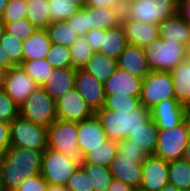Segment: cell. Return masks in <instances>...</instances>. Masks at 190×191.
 <instances>
[{
	"label": "cell",
	"mask_w": 190,
	"mask_h": 191,
	"mask_svg": "<svg viewBox=\"0 0 190 191\" xmlns=\"http://www.w3.org/2000/svg\"><path fill=\"white\" fill-rule=\"evenodd\" d=\"M43 152L10 146L0 157L3 191H15L25 180L40 174Z\"/></svg>",
	"instance_id": "6da1fadb"
},
{
	"label": "cell",
	"mask_w": 190,
	"mask_h": 191,
	"mask_svg": "<svg viewBox=\"0 0 190 191\" xmlns=\"http://www.w3.org/2000/svg\"><path fill=\"white\" fill-rule=\"evenodd\" d=\"M95 115L99 118L108 139L117 142L126 139L131 131L142 127L151 119L150 110L141 104L129 113L112 111L103 106Z\"/></svg>",
	"instance_id": "7a4b0ae2"
},
{
	"label": "cell",
	"mask_w": 190,
	"mask_h": 191,
	"mask_svg": "<svg viewBox=\"0 0 190 191\" xmlns=\"http://www.w3.org/2000/svg\"><path fill=\"white\" fill-rule=\"evenodd\" d=\"M178 13V0H125L123 18L158 25Z\"/></svg>",
	"instance_id": "3957f363"
},
{
	"label": "cell",
	"mask_w": 190,
	"mask_h": 191,
	"mask_svg": "<svg viewBox=\"0 0 190 191\" xmlns=\"http://www.w3.org/2000/svg\"><path fill=\"white\" fill-rule=\"evenodd\" d=\"M150 71L171 72L185 59V46L160 37L143 48Z\"/></svg>",
	"instance_id": "277c9868"
},
{
	"label": "cell",
	"mask_w": 190,
	"mask_h": 191,
	"mask_svg": "<svg viewBox=\"0 0 190 191\" xmlns=\"http://www.w3.org/2000/svg\"><path fill=\"white\" fill-rule=\"evenodd\" d=\"M82 159H70L59 151L47 148L42 154L40 175L48 185L65 186Z\"/></svg>",
	"instance_id": "5b68a950"
},
{
	"label": "cell",
	"mask_w": 190,
	"mask_h": 191,
	"mask_svg": "<svg viewBox=\"0 0 190 191\" xmlns=\"http://www.w3.org/2000/svg\"><path fill=\"white\" fill-rule=\"evenodd\" d=\"M19 112L21 117L46 128L57 119L56 101L41 86L19 106Z\"/></svg>",
	"instance_id": "8992f818"
},
{
	"label": "cell",
	"mask_w": 190,
	"mask_h": 191,
	"mask_svg": "<svg viewBox=\"0 0 190 191\" xmlns=\"http://www.w3.org/2000/svg\"><path fill=\"white\" fill-rule=\"evenodd\" d=\"M77 132L78 122L56 119L47 127V148L59 151L70 159H82Z\"/></svg>",
	"instance_id": "52a82bcc"
},
{
	"label": "cell",
	"mask_w": 190,
	"mask_h": 191,
	"mask_svg": "<svg viewBox=\"0 0 190 191\" xmlns=\"http://www.w3.org/2000/svg\"><path fill=\"white\" fill-rule=\"evenodd\" d=\"M11 147L44 151L47 149V128L20 115L9 124Z\"/></svg>",
	"instance_id": "ba28073f"
},
{
	"label": "cell",
	"mask_w": 190,
	"mask_h": 191,
	"mask_svg": "<svg viewBox=\"0 0 190 191\" xmlns=\"http://www.w3.org/2000/svg\"><path fill=\"white\" fill-rule=\"evenodd\" d=\"M169 99H175L171 72L150 71L142 79L140 104L151 110L160 102Z\"/></svg>",
	"instance_id": "9c48e42d"
},
{
	"label": "cell",
	"mask_w": 190,
	"mask_h": 191,
	"mask_svg": "<svg viewBox=\"0 0 190 191\" xmlns=\"http://www.w3.org/2000/svg\"><path fill=\"white\" fill-rule=\"evenodd\" d=\"M190 131L183 122L169 129H159L154 156L165 161L182 159L189 139Z\"/></svg>",
	"instance_id": "30bf717a"
},
{
	"label": "cell",
	"mask_w": 190,
	"mask_h": 191,
	"mask_svg": "<svg viewBox=\"0 0 190 191\" xmlns=\"http://www.w3.org/2000/svg\"><path fill=\"white\" fill-rule=\"evenodd\" d=\"M57 119L80 122L92 117L95 112L74 87L56 100Z\"/></svg>",
	"instance_id": "8fae6325"
},
{
	"label": "cell",
	"mask_w": 190,
	"mask_h": 191,
	"mask_svg": "<svg viewBox=\"0 0 190 191\" xmlns=\"http://www.w3.org/2000/svg\"><path fill=\"white\" fill-rule=\"evenodd\" d=\"M37 87L38 85L24 69L16 66L7 70L2 89L20 106Z\"/></svg>",
	"instance_id": "7c38bea8"
},
{
	"label": "cell",
	"mask_w": 190,
	"mask_h": 191,
	"mask_svg": "<svg viewBox=\"0 0 190 191\" xmlns=\"http://www.w3.org/2000/svg\"><path fill=\"white\" fill-rule=\"evenodd\" d=\"M142 163L138 157L123 156L117 151L108 168L112 178L121 180L134 189H139L143 176Z\"/></svg>",
	"instance_id": "4fadbf2b"
},
{
	"label": "cell",
	"mask_w": 190,
	"mask_h": 191,
	"mask_svg": "<svg viewBox=\"0 0 190 191\" xmlns=\"http://www.w3.org/2000/svg\"><path fill=\"white\" fill-rule=\"evenodd\" d=\"M142 191H160L169 183L168 161L149 155L142 163Z\"/></svg>",
	"instance_id": "5bb4252c"
},
{
	"label": "cell",
	"mask_w": 190,
	"mask_h": 191,
	"mask_svg": "<svg viewBox=\"0 0 190 191\" xmlns=\"http://www.w3.org/2000/svg\"><path fill=\"white\" fill-rule=\"evenodd\" d=\"M75 88L94 112L104 106V85L84 69H76Z\"/></svg>",
	"instance_id": "9a60e30c"
},
{
	"label": "cell",
	"mask_w": 190,
	"mask_h": 191,
	"mask_svg": "<svg viewBox=\"0 0 190 191\" xmlns=\"http://www.w3.org/2000/svg\"><path fill=\"white\" fill-rule=\"evenodd\" d=\"M108 140L99 118L92 117L78 122L77 144L82 157Z\"/></svg>",
	"instance_id": "2e32d148"
},
{
	"label": "cell",
	"mask_w": 190,
	"mask_h": 191,
	"mask_svg": "<svg viewBox=\"0 0 190 191\" xmlns=\"http://www.w3.org/2000/svg\"><path fill=\"white\" fill-rule=\"evenodd\" d=\"M142 78L117 67L103 83L105 95L140 97Z\"/></svg>",
	"instance_id": "e0dca14e"
},
{
	"label": "cell",
	"mask_w": 190,
	"mask_h": 191,
	"mask_svg": "<svg viewBox=\"0 0 190 191\" xmlns=\"http://www.w3.org/2000/svg\"><path fill=\"white\" fill-rule=\"evenodd\" d=\"M184 105L176 99L160 102L150 110L151 119L159 129H169L183 123Z\"/></svg>",
	"instance_id": "ac0fdd59"
},
{
	"label": "cell",
	"mask_w": 190,
	"mask_h": 191,
	"mask_svg": "<svg viewBox=\"0 0 190 191\" xmlns=\"http://www.w3.org/2000/svg\"><path fill=\"white\" fill-rule=\"evenodd\" d=\"M121 25L125 31L128 44L144 48L159 38L158 25L142 23L130 18H122Z\"/></svg>",
	"instance_id": "d6986e66"
},
{
	"label": "cell",
	"mask_w": 190,
	"mask_h": 191,
	"mask_svg": "<svg viewBox=\"0 0 190 191\" xmlns=\"http://www.w3.org/2000/svg\"><path fill=\"white\" fill-rule=\"evenodd\" d=\"M117 65L129 74L144 79L149 73L143 48L128 44L117 59Z\"/></svg>",
	"instance_id": "ffe728a7"
},
{
	"label": "cell",
	"mask_w": 190,
	"mask_h": 191,
	"mask_svg": "<svg viewBox=\"0 0 190 191\" xmlns=\"http://www.w3.org/2000/svg\"><path fill=\"white\" fill-rule=\"evenodd\" d=\"M76 69L54 68L46 82L41 86L55 101L75 87Z\"/></svg>",
	"instance_id": "44dd1931"
},
{
	"label": "cell",
	"mask_w": 190,
	"mask_h": 191,
	"mask_svg": "<svg viewBox=\"0 0 190 191\" xmlns=\"http://www.w3.org/2000/svg\"><path fill=\"white\" fill-rule=\"evenodd\" d=\"M159 37L163 40L179 42L183 46L190 43V24L177 13L158 24Z\"/></svg>",
	"instance_id": "7402d4cb"
},
{
	"label": "cell",
	"mask_w": 190,
	"mask_h": 191,
	"mask_svg": "<svg viewBox=\"0 0 190 191\" xmlns=\"http://www.w3.org/2000/svg\"><path fill=\"white\" fill-rule=\"evenodd\" d=\"M51 45L46 29H37L23 41V61L45 59Z\"/></svg>",
	"instance_id": "603a6c76"
},
{
	"label": "cell",
	"mask_w": 190,
	"mask_h": 191,
	"mask_svg": "<svg viewBox=\"0 0 190 191\" xmlns=\"http://www.w3.org/2000/svg\"><path fill=\"white\" fill-rule=\"evenodd\" d=\"M159 135V128L155 122L150 119L142 127L137 128L128 134L127 140H130L134 144L139 145V147L147 152L148 155H154L157 140Z\"/></svg>",
	"instance_id": "cb8c5ba5"
},
{
	"label": "cell",
	"mask_w": 190,
	"mask_h": 191,
	"mask_svg": "<svg viewBox=\"0 0 190 191\" xmlns=\"http://www.w3.org/2000/svg\"><path fill=\"white\" fill-rule=\"evenodd\" d=\"M127 45L128 41L125 31L123 26L119 25L105 31V35H102L101 47L98 52L117 60Z\"/></svg>",
	"instance_id": "d4e9b609"
},
{
	"label": "cell",
	"mask_w": 190,
	"mask_h": 191,
	"mask_svg": "<svg viewBox=\"0 0 190 191\" xmlns=\"http://www.w3.org/2000/svg\"><path fill=\"white\" fill-rule=\"evenodd\" d=\"M90 30L102 28L105 30L115 28L122 23L123 8H89Z\"/></svg>",
	"instance_id": "484cf974"
},
{
	"label": "cell",
	"mask_w": 190,
	"mask_h": 191,
	"mask_svg": "<svg viewBox=\"0 0 190 191\" xmlns=\"http://www.w3.org/2000/svg\"><path fill=\"white\" fill-rule=\"evenodd\" d=\"M174 96L184 106H190V65L183 61L172 71Z\"/></svg>",
	"instance_id": "4316f807"
},
{
	"label": "cell",
	"mask_w": 190,
	"mask_h": 191,
	"mask_svg": "<svg viewBox=\"0 0 190 191\" xmlns=\"http://www.w3.org/2000/svg\"><path fill=\"white\" fill-rule=\"evenodd\" d=\"M118 67L117 60L100 52H94L83 69L104 83Z\"/></svg>",
	"instance_id": "83f0119b"
},
{
	"label": "cell",
	"mask_w": 190,
	"mask_h": 191,
	"mask_svg": "<svg viewBox=\"0 0 190 191\" xmlns=\"http://www.w3.org/2000/svg\"><path fill=\"white\" fill-rule=\"evenodd\" d=\"M117 153V141L106 140L101 146L86 153L80 164H98L99 166L109 167Z\"/></svg>",
	"instance_id": "f1b7e54d"
},
{
	"label": "cell",
	"mask_w": 190,
	"mask_h": 191,
	"mask_svg": "<svg viewBox=\"0 0 190 191\" xmlns=\"http://www.w3.org/2000/svg\"><path fill=\"white\" fill-rule=\"evenodd\" d=\"M168 180L170 184L182 191L190 190V163L177 159L168 161Z\"/></svg>",
	"instance_id": "f546056e"
},
{
	"label": "cell",
	"mask_w": 190,
	"mask_h": 191,
	"mask_svg": "<svg viewBox=\"0 0 190 191\" xmlns=\"http://www.w3.org/2000/svg\"><path fill=\"white\" fill-rule=\"evenodd\" d=\"M46 31L52 44L70 47L76 41L78 34L67 21L50 23Z\"/></svg>",
	"instance_id": "4dcf8cb0"
},
{
	"label": "cell",
	"mask_w": 190,
	"mask_h": 191,
	"mask_svg": "<svg viewBox=\"0 0 190 191\" xmlns=\"http://www.w3.org/2000/svg\"><path fill=\"white\" fill-rule=\"evenodd\" d=\"M48 0H27L26 19L36 29H46L50 24Z\"/></svg>",
	"instance_id": "1f68e13d"
},
{
	"label": "cell",
	"mask_w": 190,
	"mask_h": 191,
	"mask_svg": "<svg viewBox=\"0 0 190 191\" xmlns=\"http://www.w3.org/2000/svg\"><path fill=\"white\" fill-rule=\"evenodd\" d=\"M90 180L93 191H107L112 175L108 167L98 164H80Z\"/></svg>",
	"instance_id": "d6a6232c"
},
{
	"label": "cell",
	"mask_w": 190,
	"mask_h": 191,
	"mask_svg": "<svg viewBox=\"0 0 190 191\" xmlns=\"http://www.w3.org/2000/svg\"><path fill=\"white\" fill-rule=\"evenodd\" d=\"M20 66L38 86H42L54 70L46 59L23 61Z\"/></svg>",
	"instance_id": "836d02e7"
},
{
	"label": "cell",
	"mask_w": 190,
	"mask_h": 191,
	"mask_svg": "<svg viewBox=\"0 0 190 191\" xmlns=\"http://www.w3.org/2000/svg\"><path fill=\"white\" fill-rule=\"evenodd\" d=\"M71 54V66L74 69H83L93 55V51L87 44L84 36H78L72 46L69 47Z\"/></svg>",
	"instance_id": "e575fe53"
},
{
	"label": "cell",
	"mask_w": 190,
	"mask_h": 191,
	"mask_svg": "<svg viewBox=\"0 0 190 191\" xmlns=\"http://www.w3.org/2000/svg\"><path fill=\"white\" fill-rule=\"evenodd\" d=\"M49 1V19L50 23L67 21L80 8L70 3L68 0H48Z\"/></svg>",
	"instance_id": "d590c367"
},
{
	"label": "cell",
	"mask_w": 190,
	"mask_h": 191,
	"mask_svg": "<svg viewBox=\"0 0 190 191\" xmlns=\"http://www.w3.org/2000/svg\"><path fill=\"white\" fill-rule=\"evenodd\" d=\"M140 105V97L105 95L104 107L117 112H130Z\"/></svg>",
	"instance_id": "8d00e7d4"
},
{
	"label": "cell",
	"mask_w": 190,
	"mask_h": 191,
	"mask_svg": "<svg viewBox=\"0 0 190 191\" xmlns=\"http://www.w3.org/2000/svg\"><path fill=\"white\" fill-rule=\"evenodd\" d=\"M0 46L5 50L6 55L16 65L20 66L23 62V41L16 39L14 36L4 32L0 39Z\"/></svg>",
	"instance_id": "74e56055"
},
{
	"label": "cell",
	"mask_w": 190,
	"mask_h": 191,
	"mask_svg": "<svg viewBox=\"0 0 190 191\" xmlns=\"http://www.w3.org/2000/svg\"><path fill=\"white\" fill-rule=\"evenodd\" d=\"M45 59L55 69L72 67L69 47L64 45L52 44Z\"/></svg>",
	"instance_id": "f35d334b"
},
{
	"label": "cell",
	"mask_w": 190,
	"mask_h": 191,
	"mask_svg": "<svg viewBox=\"0 0 190 191\" xmlns=\"http://www.w3.org/2000/svg\"><path fill=\"white\" fill-rule=\"evenodd\" d=\"M4 24L5 32L22 41L28 39L37 30L26 18L4 22Z\"/></svg>",
	"instance_id": "ab89813d"
},
{
	"label": "cell",
	"mask_w": 190,
	"mask_h": 191,
	"mask_svg": "<svg viewBox=\"0 0 190 191\" xmlns=\"http://www.w3.org/2000/svg\"><path fill=\"white\" fill-rule=\"evenodd\" d=\"M19 115V106L0 89V120L10 124Z\"/></svg>",
	"instance_id": "60d3db41"
},
{
	"label": "cell",
	"mask_w": 190,
	"mask_h": 191,
	"mask_svg": "<svg viewBox=\"0 0 190 191\" xmlns=\"http://www.w3.org/2000/svg\"><path fill=\"white\" fill-rule=\"evenodd\" d=\"M27 0H9L2 15L3 22H12L26 18Z\"/></svg>",
	"instance_id": "b9f144b4"
},
{
	"label": "cell",
	"mask_w": 190,
	"mask_h": 191,
	"mask_svg": "<svg viewBox=\"0 0 190 191\" xmlns=\"http://www.w3.org/2000/svg\"><path fill=\"white\" fill-rule=\"evenodd\" d=\"M78 36H84L90 31L89 8L84 6L67 20Z\"/></svg>",
	"instance_id": "7bdbcfd3"
},
{
	"label": "cell",
	"mask_w": 190,
	"mask_h": 191,
	"mask_svg": "<svg viewBox=\"0 0 190 191\" xmlns=\"http://www.w3.org/2000/svg\"><path fill=\"white\" fill-rule=\"evenodd\" d=\"M69 191H93L84 169L79 166L65 185Z\"/></svg>",
	"instance_id": "ee69618b"
},
{
	"label": "cell",
	"mask_w": 190,
	"mask_h": 191,
	"mask_svg": "<svg viewBox=\"0 0 190 191\" xmlns=\"http://www.w3.org/2000/svg\"><path fill=\"white\" fill-rule=\"evenodd\" d=\"M117 151L123 156L138 157L142 162L149 156L139 145L127 139L117 142Z\"/></svg>",
	"instance_id": "f6af8a7d"
},
{
	"label": "cell",
	"mask_w": 190,
	"mask_h": 191,
	"mask_svg": "<svg viewBox=\"0 0 190 191\" xmlns=\"http://www.w3.org/2000/svg\"><path fill=\"white\" fill-rule=\"evenodd\" d=\"M48 183L38 174L25 180L15 191H47Z\"/></svg>",
	"instance_id": "bcb514c9"
},
{
	"label": "cell",
	"mask_w": 190,
	"mask_h": 191,
	"mask_svg": "<svg viewBox=\"0 0 190 191\" xmlns=\"http://www.w3.org/2000/svg\"><path fill=\"white\" fill-rule=\"evenodd\" d=\"M105 29L94 28L91 29L86 35L87 44L93 52H98L101 47L102 35H105Z\"/></svg>",
	"instance_id": "7dc6e473"
},
{
	"label": "cell",
	"mask_w": 190,
	"mask_h": 191,
	"mask_svg": "<svg viewBox=\"0 0 190 191\" xmlns=\"http://www.w3.org/2000/svg\"><path fill=\"white\" fill-rule=\"evenodd\" d=\"M125 0H86L85 6L88 8H124Z\"/></svg>",
	"instance_id": "c3c4849f"
},
{
	"label": "cell",
	"mask_w": 190,
	"mask_h": 191,
	"mask_svg": "<svg viewBox=\"0 0 190 191\" xmlns=\"http://www.w3.org/2000/svg\"><path fill=\"white\" fill-rule=\"evenodd\" d=\"M10 147L9 123L0 120V157Z\"/></svg>",
	"instance_id": "681fc988"
},
{
	"label": "cell",
	"mask_w": 190,
	"mask_h": 191,
	"mask_svg": "<svg viewBox=\"0 0 190 191\" xmlns=\"http://www.w3.org/2000/svg\"><path fill=\"white\" fill-rule=\"evenodd\" d=\"M107 191H134V188L121 180L112 178Z\"/></svg>",
	"instance_id": "f907efd6"
},
{
	"label": "cell",
	"mask_w": 190,
	"mask_h": 191,
	"mask_svg": "<svg viewBox=\"0 0 190 191\" xmlns=\"http://www.w3.org/2000/svg\"><path fill=\"white\" fill-rule=\"evenodd\" d=\"M178 14L190 24V1L187 3H178Z\"/></svg>",
	"instance_id": "816d5d0a"
},
{
	"label": "cell",
	"mask_w": 190,
	"mask_h": 191,
	"mask_svg": "<svg viewBox=\"0 0 190 191\" xmlns=\"http://www.w3.org/2000/svg\"><path fill=\"white\" fill-rule=\"evenodd\" d=\"M0 67L9 70L10 68L16 67V65L10 60L9 56L6 55L5 50L0 46Z\"/></svg>",
	"instance_id": "f5cc1de1"
},
{
	"label": "cell",
	"mask_w": 190,
	"mask_h": 191,
	"mask_svg": "<svg viewBox=\"0 0 190 191\" xmlns=\"http://www.w3.org/2000/svg\"><path fill=\"white\" fill-rule=\"evenodd\" d=\"M183 122L185 123L186 128L190 131V106H184Z\"/></svg>",
	"instance_id": "db71d44e"
},
{
	"label": "cell",
	"mask_w": 190,
	"mask_h": 191,
	"mask_svg": "<svg viewBox=\"0 0 190 191\" xmlns=\"http://www.w3.org/2000/svg\"><path fill=\"white\" fill-rule=\"evenodd\" d=\"M183 159L190 163V135H189V139L185 148Z\"/></svg>",
	"instance_id": "11a10c76"
},
{
	"label": "cell",
	"mask_w": 190,
	"mask_h": 191,
	"mask_svg": "<svg viewBox=\"0 0 190 191\" xmlns=\"http://www.w3.org/2000/svg\"><path fill=\"white\" fill-rule=\"evenodd\" d=\"M47 191H69L66 186L48 185Z\"/></svg>",
	"instance_id": "9f6ffc18"
},
{
	"label": "cell",
	"mask_w": 190,
	"mask_h": 191,
	"mask_svg": "<svg viewBox=\"0 0 190 191\" xmlns=\"http://www.w3.org/2000/svg\"><path fill=\"white\" fill-rule=\"evenodd\" d=\"M7 70L5 68L0 67V89L3 88L5 77Z\"/></svg>",
	"instance_id": "6f0895ef"
},
{
	"label": "cell",
	"mask_w": 190,
	"mask_h": 191,
	"mask_svg": "<svg viewBox=\"0 0 190 191\" xmlns=\"http://www.w3.org/2000/svg\"><path fill=\"white\" fill-rule=\"evenodd\" d=\"M160 191H182L175 187L173 184L168 183L167 185L164 186V188Z\"/></svg>",
	"instance_id": "680465c9"
},
{
	"label": "cell",
	"mask_w": 190,
	"mask_h": 191,
	"mask_svg": "<svg viewBox=\"0 0 190 191\" xmlns=\"http://www.w3.org/2000/svg\"><path fill=\"white\" fill-rule=\"evenodd\" d=\"M70 3L77 5L80 9L85 6L86 0H68Z\"/></svg>",
	"instance_id": "91938a15"
},
{
	"label": "cell",
	"mask_w": 190,
	"mask_h": 191,
	"mask_svg": "<svg viewBox=\"0 0 190 191\" xmlns=\"http://www.w3.org/2000/svg\"><path fill=\"white\" fill-rule=\"evenodd\" d=\"M9 0H0V19L2 18L3 12Z\"/></svg>",
	"instance_id": "94428289"
},
{
	"label": "cell",
	"mask_w": 190,
	"mask_h": 191,
	"mask_svg": "<svg viewBox=\"0 0 190 191\" xmlns=\"http://www.w3.org/2000/svg\"><path fill=\"white\" fill-rule=\"evenodd\" d=\"M184 61L190 65V47H185V59Z\"/></svg>",
	"instance_id": "6125c7cd"
},
{
	"label": "cell",
	"mask_w": 190,
	"mask_h": 191,
	"mask_svg": "<svg viewBox=\"0 0 190 191\" xmlns=\"http://www.w3.org/2000/svg\"><path fill=\"white\" fill-rule=\"evenodd\" d=\"M4 32H5V24L2 21V19H0V39L3 37Z\"/></svg>",
	"instance_id": "be15d7a7"
},
{
	"label": "cell",
	"mask_w": 190,
	"mask_h": 191,
	"mask_svg": "<svg viewBox=\"0 0 190 191\" xmlns=\"http://www.w3.org/2000/svg\"><path fill=\"white\" fill-rule=\"evenodd\" d=\"M190 0H178V3H187Z\"/></svg>",
	"instance_id": "e7e4bbea"
},
{
	"label": "cell",
	"mask_w": 190,
	"mask_h": 191,
	"mask_svg": "<svg viewBox=\"0 0 190 191\" xmlns=\"http://www.w3.org/2000/svg\"><path fill=\"white\" fill-rule=\"evenodd\" d=\"M0 191H3V189H2V182H1V173H0Z\"/></svg>",
	"instance_id": "03108f58"
}]
</instances>
